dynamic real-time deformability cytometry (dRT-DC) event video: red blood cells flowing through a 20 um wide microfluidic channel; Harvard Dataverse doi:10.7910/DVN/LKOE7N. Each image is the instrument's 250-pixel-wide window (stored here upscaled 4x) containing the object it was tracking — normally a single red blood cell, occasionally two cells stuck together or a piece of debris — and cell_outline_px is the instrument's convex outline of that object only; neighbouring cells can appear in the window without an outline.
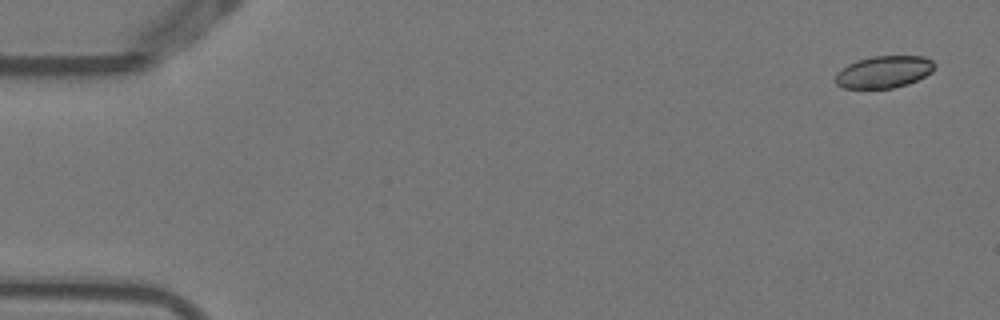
{"species": "Egyptian fruit bat (a non-hibernating species)", "species_latin": "Rousettus aegyptiacus", "temperature_condition": "warm", "stored_images_in_passage": 5, "camera_frame_rate_fps": 3000, "um_per_image_px": 0.085, "animal": {"sex": "female"}, "frame": {"image": 1, "passage_image": 1, "time_ms": 0.0, "image_size_px": [1000, 320], "cell_outline_px": [[936, 64], [932, 72], [908, 84], [892, 88], [844, 88], [836, 84], [836, 72], [848, 64], [872, 56], [924, 56], [932, 60]], "centroid_in_image_um": [75.15, 6.11], "position_along_channel_um": 9.9, "area_um2": 18.44}}
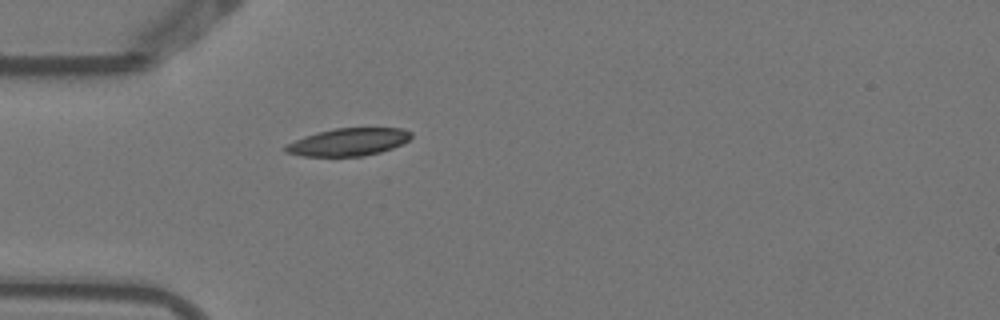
{"frame": {"image": 2, "passage_image": 5, "time_ms": 1.333, "image_size_px": [1000, 320], "cell_outline_px": [[412, 136], [408, 140], [392, 148], [380, 152], [364, 156], [304, 156], [284, 152], [284, 144], [304, 136], [316, 132], [336, 128], [404, 128], [412, 132]], "centroid_in_image_um": [29.58, 12.06], "position_along_channel_um": 55.4, "area_um2": 20.29}}